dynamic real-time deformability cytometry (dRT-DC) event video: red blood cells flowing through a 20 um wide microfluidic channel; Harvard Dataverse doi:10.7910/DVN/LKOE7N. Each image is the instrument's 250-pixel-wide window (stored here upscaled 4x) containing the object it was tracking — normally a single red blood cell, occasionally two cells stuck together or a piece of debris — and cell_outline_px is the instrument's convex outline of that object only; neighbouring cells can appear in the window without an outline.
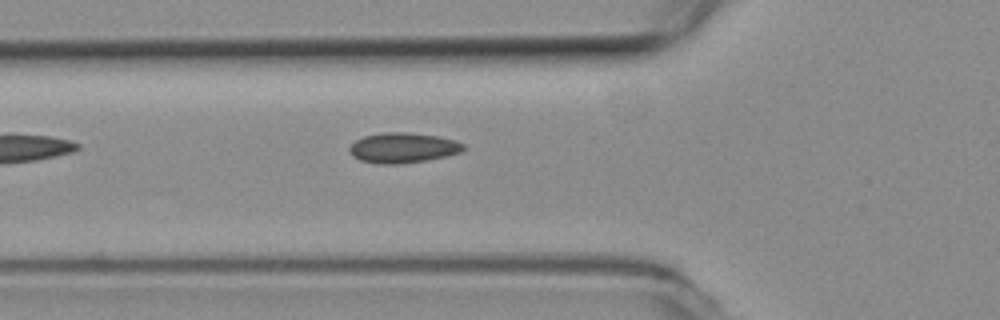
{"species": "common noctule bat (a hibernating species)", "species_latin": "Nyctalus noctula", "temperature_condition": "room temperature", "stored_images_in_passage": 4, "camera_frame_rate_fps": 3000, "um_per_image_px": 0.085, "animal": {"sex": "female", "body_mass_g": 19.3, "forearm_length_mm": 54.1}, "frame": {"image": 1, "passage_image": 4, "time_ms": 1.0, "image_size_px": [1000, 320], "cell_outline_px": [[464, 148], [460, 152], [428, 160], [400, 164], [376, 164], [360, 160], [352, 156], [348, 152], [348, 148], [356, 140], [364, 136], [384, 132], [408, 132], [436, 136], [456, 140], [464, 144]], "centroid_in_image_um": [34.21, 12.57], "position_along_channel_um": 91.6, "area_um2": 20.11}}